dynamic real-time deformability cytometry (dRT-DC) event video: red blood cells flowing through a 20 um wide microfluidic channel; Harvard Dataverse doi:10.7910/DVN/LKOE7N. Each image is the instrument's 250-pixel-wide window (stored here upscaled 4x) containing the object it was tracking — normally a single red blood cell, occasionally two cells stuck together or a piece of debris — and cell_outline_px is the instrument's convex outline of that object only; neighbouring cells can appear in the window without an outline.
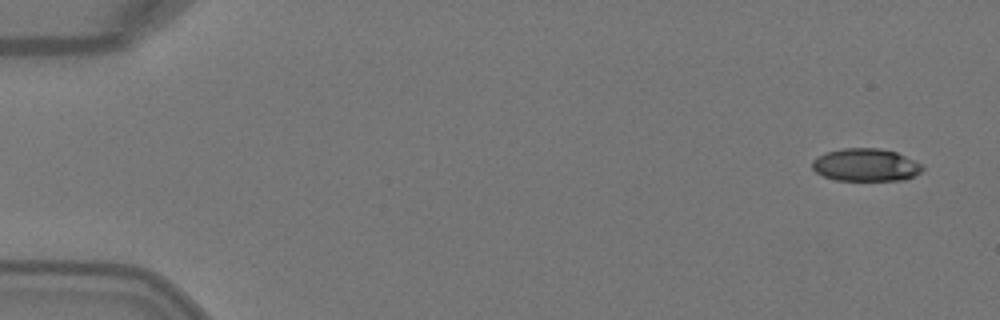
{"species": "Egyptian fruit bat (a non-hibernating species)", "species_latin": "Rousettus aegyptiacus", "temperature_condition": "warm", "stored_images_in_passage": 3, "camera_frame_rate_fps": 3000, "um_per_image_px": 0.085, "animal": {"sex": "female"}, "frame": {"image": 1, "passage_image": 1, "time_ms": 0.0, "image_size_px": [1000, 320], "cell_outline_px": [[924, 168], [920, 172], [904, 180], [836, 180], [824, 176], [816, 172], [812, 168], [812, 160], [816, 156], [828, 152], [844, 148], [880, 148], [896, 152], [924, 164]], "centroid_in_image_um": [73.6, 14.01], "position_along_channel_um": 11.4, "area_um2": 21.04}}